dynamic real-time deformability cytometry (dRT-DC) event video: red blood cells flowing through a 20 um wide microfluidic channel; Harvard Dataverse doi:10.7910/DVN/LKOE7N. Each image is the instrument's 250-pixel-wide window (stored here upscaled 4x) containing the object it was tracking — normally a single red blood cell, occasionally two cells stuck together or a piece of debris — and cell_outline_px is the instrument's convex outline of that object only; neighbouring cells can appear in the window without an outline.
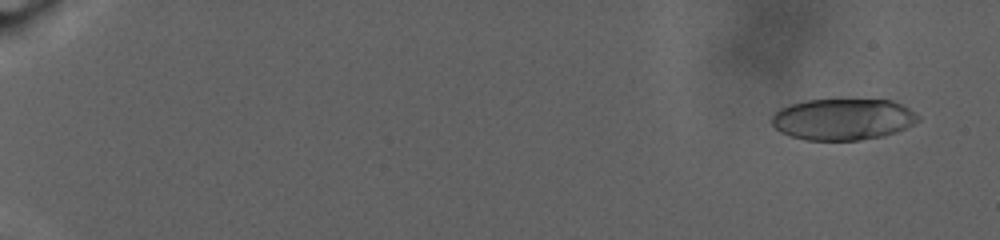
{"species": "human", "species_latin": "Homo sapiens", "temperature_condition": "warm", "stored_images_in_passage": 90, "camera_frame_rate_fps": 3000, "um_per_image_px": 0.085, "donor": {"sex": "male"}, "frame": {"image": 1, "passage_image": 6, "time_ms": 1.667, "image_size_px": [1000, 240], "cell_outline_px": [[920, 120], [896, 132], [884, 136], [860, 140], [808, 140], [792, 136], [780, 132], [772, 124], [772, 116], [780, 108], [788, 104], [808, 100], [892, 100], [908, 108], [920, 116]], "centroid_in_image_um": [71.65, 10.14], "position_along_channel_um": 13.4, "area_um2": 35.2}}
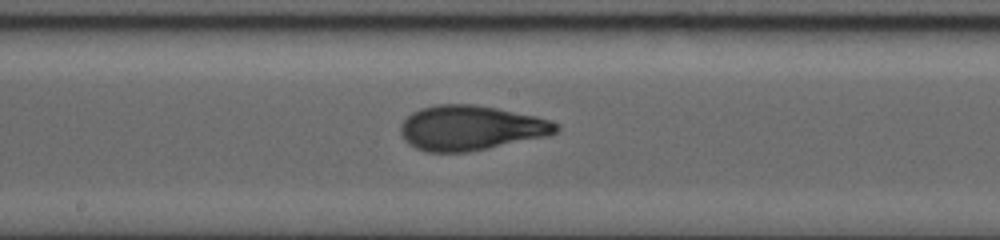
{"frame": {"image": 2, "passage_image": 54, "time_ms": 17.667, "image_size_px": [1000, 240], "cell_outline_px": [[560, 128], [556, 132], [548, 136], [468, 152], [428, 152], [416, 148], [408, 144], [404, 140], [400, 132], [400, 124], [412, 112], [420, 108], [440, 104], [472, 104], [496, 108], [536, 116], [560, 124]], "centroid_in_image_um": [40.0, 10.87], "position_along_channel_um": 208.2, "area_um2": 40.63}}
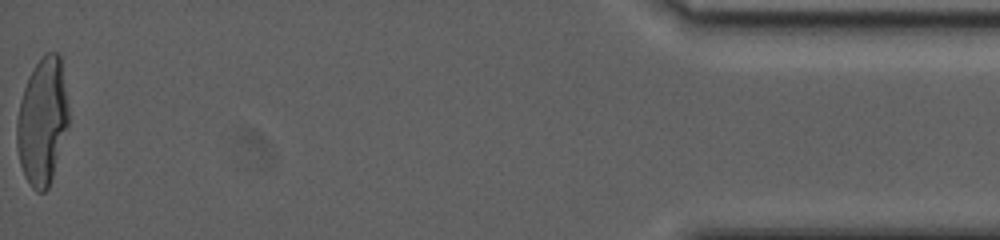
{"frame": {"image": 3, "passage_image": 90, "time_ms": 29.667, "image_size_px": [1000, 240], "cell_outline_px": [[68, 124], [52, 176], [48, 188], [44, 192], [36, 192], [32, 188], [24, 176], [20, 164], [16, 144], [16, 120], [20, 100], [28, 76], [36, 64], [48, 52], [56, 52], [60, 56], [68, 108]], "centroid_in_image_um": [3.57, 10.33], "position_along_channel_um": 431.6, "area_um2": 37.92}, "authors_computed_cell_mechanics": {"area_um2": 37.9746, "velocity_mm_per_s": 2.4904, "shape_relaxation_time_tau1_ms": 9.6945, "shape_relaxation_time_tau2_ms": 1.5002, "deformation_change_tau1": 0.2905, "deformation_change_tau2": 0.0756}}